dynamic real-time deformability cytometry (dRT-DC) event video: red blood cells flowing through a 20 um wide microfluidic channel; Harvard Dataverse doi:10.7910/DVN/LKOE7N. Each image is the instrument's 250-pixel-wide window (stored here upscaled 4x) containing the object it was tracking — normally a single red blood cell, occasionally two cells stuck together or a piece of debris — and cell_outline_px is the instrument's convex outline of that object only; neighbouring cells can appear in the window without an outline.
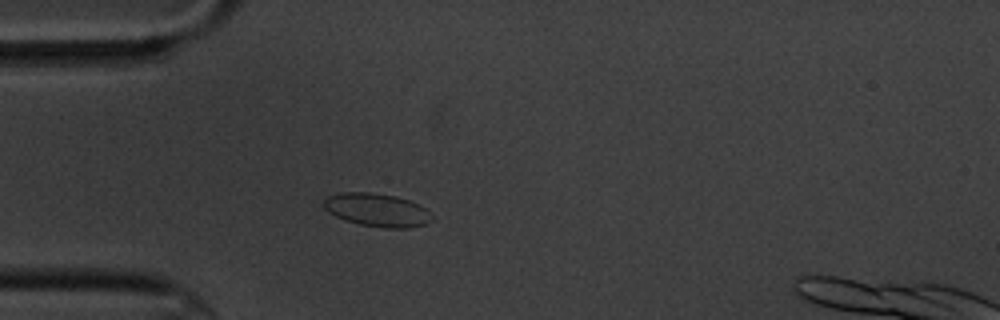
{"species": "common noctule bat (a hibernating species)", "species_latin": "Nyctalus noctula", "temperature_condition": "cold", "stored_images_in_passage": 2, "camera_frame_rate_fps": 3000, "um_per_image_px": 0.085, "animal": {"sex": "male", "body_mass_g": 20.1, "forearm_length_mm": 53.5}, "frame": {"image": 1, "passage_image": 1, "time_ms": 0.0, "image_size_px": [1000, 320], "cell_outline_px": [[432, 220], [424, 224], [408, 228], [384, 228], [360, 224], [336, 216], [328, 212], [324, 208], [324, 200], [328, 196], [340, 192], [372, 192], [396, 196], [420, 204], [432, 216]], "centroid_in_image_um": [32.04, 17.84], "position_along_channel_um": 53.0, "area_um2": 20.81}}